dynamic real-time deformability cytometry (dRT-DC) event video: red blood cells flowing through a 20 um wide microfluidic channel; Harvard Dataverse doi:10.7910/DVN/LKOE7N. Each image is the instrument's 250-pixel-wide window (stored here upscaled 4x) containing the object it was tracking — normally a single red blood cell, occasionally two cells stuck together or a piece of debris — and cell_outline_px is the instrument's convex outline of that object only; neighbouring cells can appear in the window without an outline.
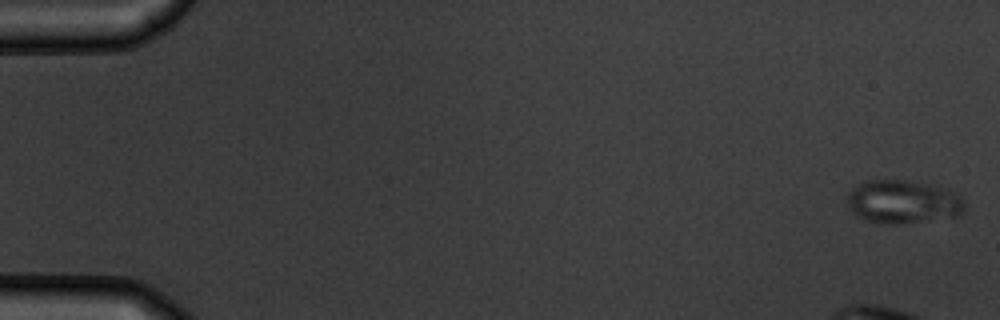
{"species": "common noctule bat (a hibernating species)", "species_latin": "Nyctalus noctula", "temperature_condition": "warm", "stored_images_in_passage": 6, "camera_frame_rate_fps": 3000, "um_per_image_px": 0.085, "animal": {"sex": "male", "body_mass_g": 19.5, "forearm_length_mm": 54.6}, "frame": {"image": 1, "passage_image": 1, "time_ms": 0.0, "image_size_px": [1000, 320], "cell_outline_px": [[964, 212], [960, 216], [900, 224], [888, 224], [864, 220], [856, 216], [848, 208], [848, 192], [852, 188], [868, 180], [904, 180], [936, 184], [948, 188], [956, 192], [964, 200]], "centroid_in_image_um": [76.8, 17.15], "position_along_channel_um": 8.2, "area_um2": 30.23}}